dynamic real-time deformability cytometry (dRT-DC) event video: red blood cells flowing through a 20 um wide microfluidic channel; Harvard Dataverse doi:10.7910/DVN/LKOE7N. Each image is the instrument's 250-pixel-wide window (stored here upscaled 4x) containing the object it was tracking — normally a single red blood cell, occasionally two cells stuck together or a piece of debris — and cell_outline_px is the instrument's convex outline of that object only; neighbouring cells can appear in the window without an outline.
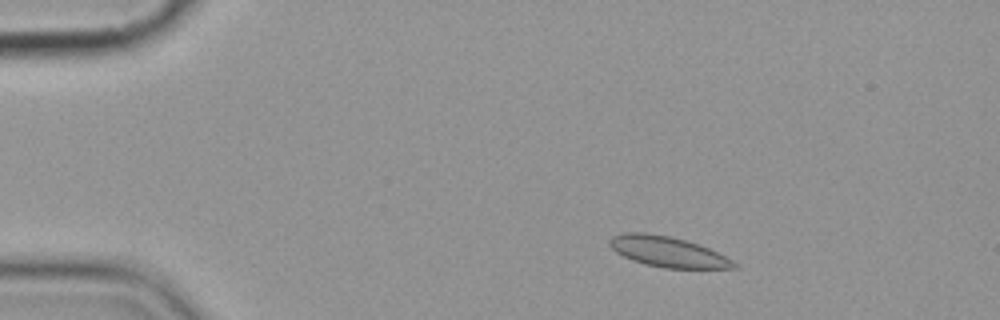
{"species": "common noctule bat (a hibernating species)", "species_latin": "Nyctalus noctula", "temperature_condition": "cold", "stored_images_in_passage": 5, "camera_frame_rate_fps": 3000, "um_per_image_px": 0.085, "animal": {"sex": "female", "body_mass_g": 19.9}, "frame": {"image": 1, "passage_image": 2, "time_ms": 1.0, "image_size_px": [1000, 320], "cell_outline_px": [[740, 268], [664, 268], [644, 264], [632, 260], [616, 252], [608, 244], [608, 240], [612, 236], [624, 232], [644, 232], [668, 236], [700, 244], [732, 260]], "centroid_in_image_um": [56.72, 21.39], "position_along_channel_um": 28.3, "area_um2": 21.96}}
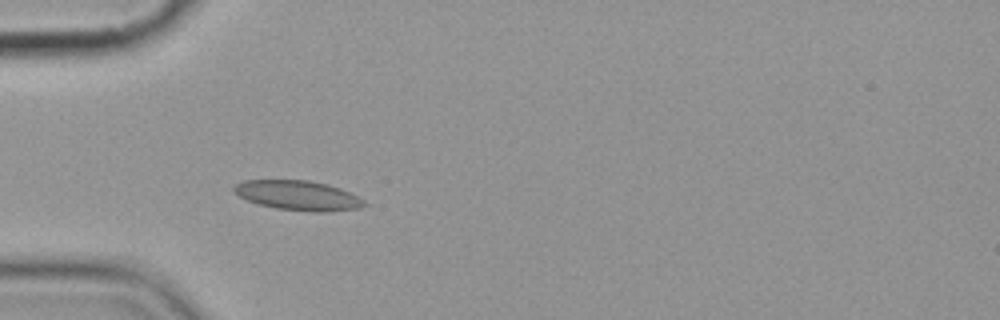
{"frame": {"image": 2, "passage_image": 4, "time_ms": 3.667, "image_size_px": [1000, 320], "cell_outline_px": [[368, 204], [360, 208], [328, 212], [312, 212], [276, 208], [256, 204], [240, 196], [232, 188], [236, 184], [244, 180], [308, 180], [328, 184], [340, 188], [364, 200]], "centroid_in_image_um": [25.35, 16.62], "position_along_channel_um": 59.6, "area_um2": 22.54}}
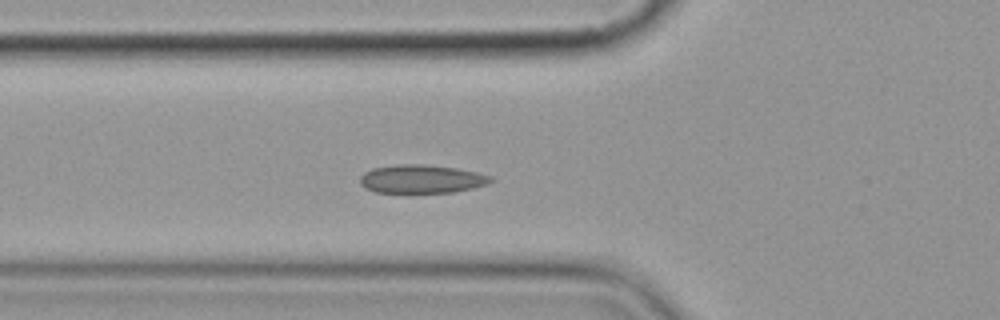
{"frame": {"image": 3, "passage_image": 5, "time_ms": 4.667, "image_size_px": [1000, 320], "cell_outline_px": [[496, 180], [488, 184], [472, 188], [452, 192], [376, 192], [364, 188], [360, 184], [360, 176], [364, 172], [372, 168], [396, 164], [424, 164], [456, 168], [476, 172], [492, 176]], "centroid_in_image_um": [35.83, 15.2], "position_along_channel_um": 90.0, "area_um2": 21.73}}